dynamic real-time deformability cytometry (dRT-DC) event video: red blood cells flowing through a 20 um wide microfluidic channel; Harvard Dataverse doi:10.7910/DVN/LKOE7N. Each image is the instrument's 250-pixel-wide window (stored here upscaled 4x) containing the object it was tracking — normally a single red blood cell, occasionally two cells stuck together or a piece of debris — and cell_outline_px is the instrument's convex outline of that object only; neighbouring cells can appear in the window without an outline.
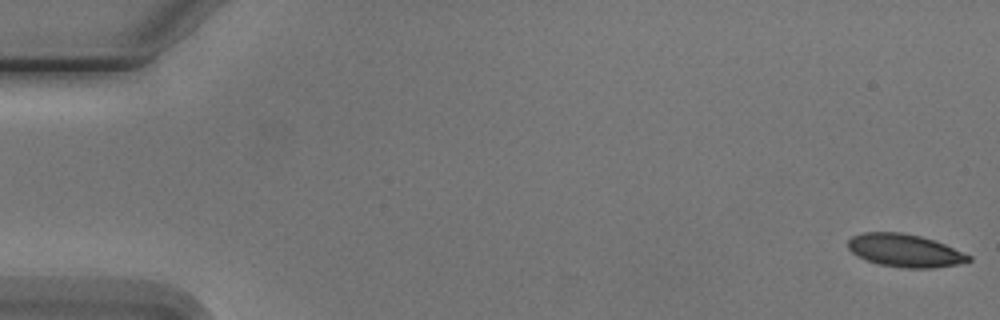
{"species": "Egyptian fruit bat (a non-hibernating species)", "species_latin": "Rousettus aegyptiacus", "temperature_condition": "cold", "stored_images_in_passage": 5, "camera_frame_rate_fps": 3000, "um_per_image_px": 0.085, "animal": {"sex": "male"}, "frame": {"image": 1, "passage_image": 1, "time_ms": 0.0, "image_size_px": [1000, 320], "cell_outline_px": [[972, 260], [956, 264], [932, 268], [904, 268], [880, 264], [864, 260], [856, 256], [848, 248], [848, 240], [852, 236], [864, 232], [900, 232], [920, 236], [944, 244], [972, 256]], "centroid_in_image_um": [76.88, 21.29], "position_along_channel_um": 8.1, "area_um2": 23.0}}
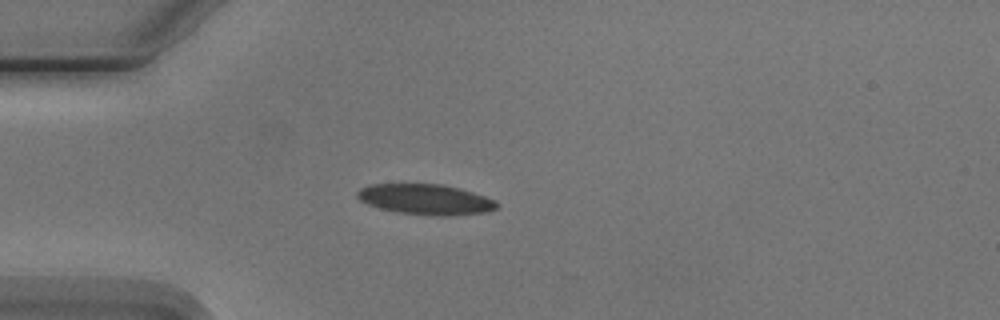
{"frame": {"image": 2, "passage_image": 5, "time_ms": 4.667, "image_size_px": [1000, 320], "cell_outline_px": [[500, 204], [496, 208], [488, 212], [452, 216], [432, 216], [400, 212], [380, 208], [368, 204], [360, 200], [356, 196], [356, 192], [360, 188], [368, 184], [440, 184], [460, 188], [484, 196]], "centroid_in_image_um": [36.17, 16.95], "position_along_channel_um": 48.8, "area_um2": 24.8}}